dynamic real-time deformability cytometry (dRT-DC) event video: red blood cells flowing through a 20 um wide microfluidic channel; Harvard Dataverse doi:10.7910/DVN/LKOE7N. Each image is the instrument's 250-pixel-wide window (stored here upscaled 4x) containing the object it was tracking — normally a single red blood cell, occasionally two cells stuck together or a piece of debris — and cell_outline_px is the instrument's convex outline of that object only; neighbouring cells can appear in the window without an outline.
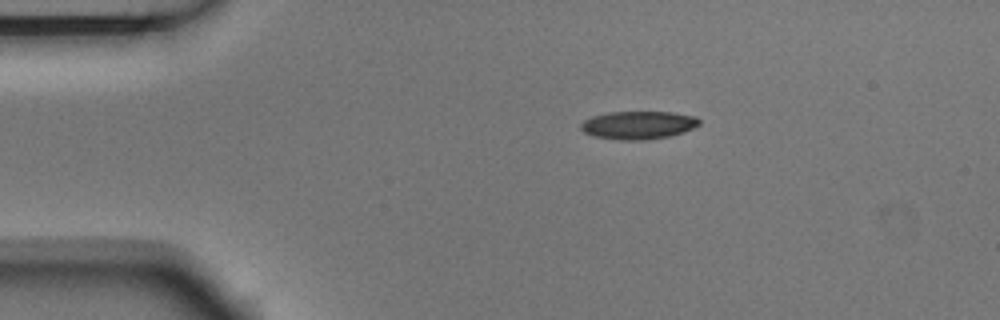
{"species": "Egyptian fruit bat (a non-hibernating species)", "species_latin": "Rousettus aegyptiacus", "temperature_condition": "room temperature", "stored_images_in_passage": 5, "camera_frame_rate_fps": 3000, "um_per_image_px": 0.085, "animal": {"sex": "male"}, "frame": {"image": 1, "passage_image": 1, "time_ms": 0.0, "image_size_px": [1000, 320], "cell_outline_px": [[700, 124], [684, 132], [668, 136], [648, 140], [620, 140], [592, 136], [584, 132], [580, 128], [580, 124], [584, 120], [592, 116], [608, 112], [672, 112], [696, 116], [700, 120]], "centroid_in_image_um": [54.24, 10.63], "position_along_channel_um": 30.8, "area_um2": 19.48}}
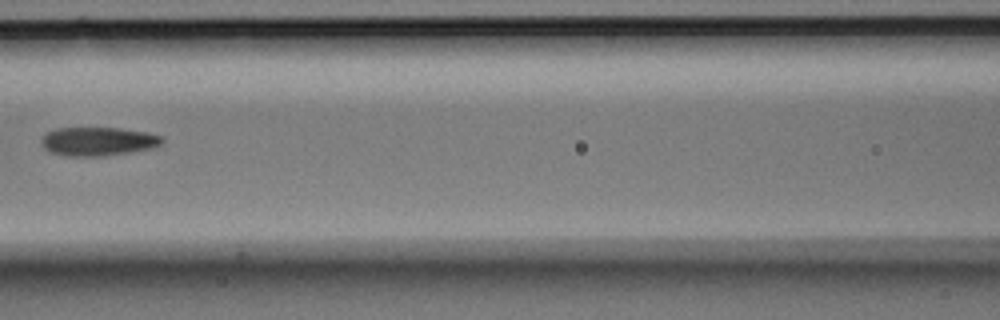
{"frame": {"image": 2, "passage_image": 4, "time_ms": 1.0, "image_size_px": [1000, 320], "cell_outline_px": [[164, 140], [160, 144], [152, 148], [104, 156], [68, 156], [48, 152], [44, 148], [40, 140], [48, 132], [56, 128], [120, 128], [148, 132], [160, 136]], "centroid_in_image_um": [8.31, 12.02], "position_along_channel_um": 158.3, "area_um2": 20.11}}
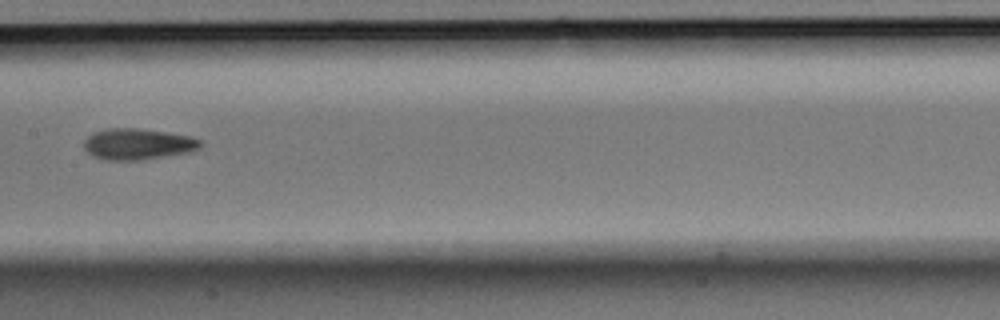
{"frame": {"image": 3, "passage_image": 5, "time_ms": 1.333, "image_size_px": [1000, 320], "cell_outline_px": [[204, 144], [200, 148], [188, 152], [140, 160], [104, 160], [92, 156], [84, 148], [84, 140], [92, 132], [108, 128], [136, 128], [192, 136], [200, 140]], "centroid_in_image_um": [11.69, 12.24], "position_along_channel_um": 195.7, "area_um2": 21.15}}